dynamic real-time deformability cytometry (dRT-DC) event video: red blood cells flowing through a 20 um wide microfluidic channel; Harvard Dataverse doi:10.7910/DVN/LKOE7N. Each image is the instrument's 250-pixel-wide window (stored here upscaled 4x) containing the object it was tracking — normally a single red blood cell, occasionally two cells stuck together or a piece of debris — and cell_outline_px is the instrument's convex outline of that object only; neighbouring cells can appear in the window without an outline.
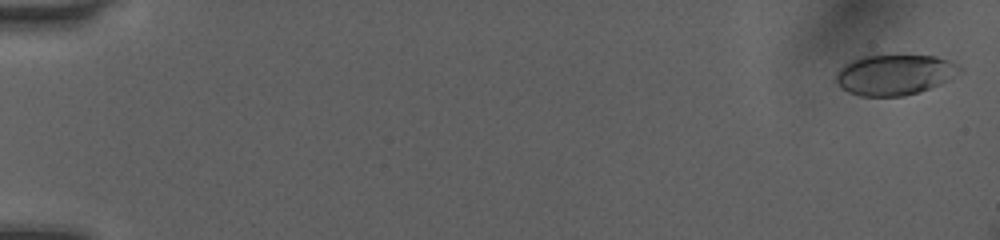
{"species": "human", "species_latin": "Homo sapiens", "temperature_condition": "room temperature", "stored_images_in_passage": 52, "camera_frame_rate_fps": 3000, "um_per_image_px": 0.085, "donor": {"sex": "female"}, "frame": {"image": 1, "passage_image": 2, "time_ms": 0.333, "image_size_px": [1000, 240], "cell_outline_px": [[964, 72], [940, 84], [920, 92], [904, 96], [860, 96], [848, 92], [840, 88], [836, 80], [836, 76], [840, 68], [844, 64], [860, 56], [936, 56], [960, 64], [964, 68]], "centroid_in_image_um": [76.09, 6.36], "position_along_channel_um": 8.9, "area_um2": 29.42}}
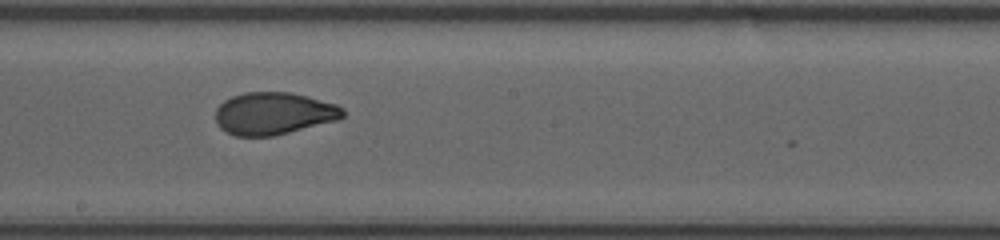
{"frame": {"image": 2, "passage_image": 31, "time_ms": 10.0, "image_size_px": [1000, 240], "cell_outline_px": [[344, 116], [340, 120], [272, 136], [236, 136], [220, 128], [216, 124], [216, 108], [224, 100], [232, 96], [244, 92], [292, 92], [308, 96], [336, 104], [344, 108]], "centroid_in_image_um": [23.28, 9.64], "position_along_channel_um": 224.9, "area_um2": 31.62}}
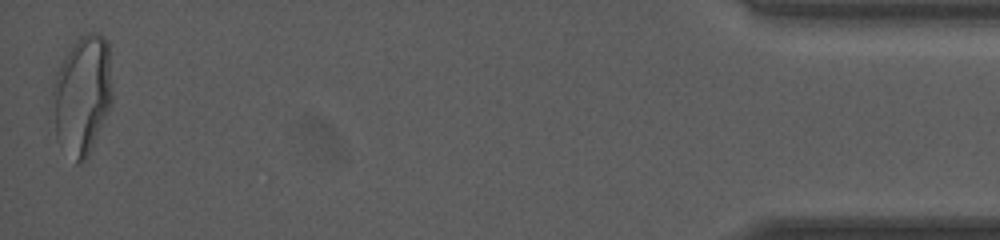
{"frame": {"image": 3, "passage_image": 52, "time_ms": 17.0, "image_size_px": [1000, 240], "cell_outline_px": [[112, 104], [88, 156], [80, 164], [76, 164], [56, 136], [52, 92], [52, 84], [56, 72], [60, 64], [72, 44], [84, 32], [96, 32], [104, 36], [108, 40], [112, 92]], "centroid_in_image_um": [7.01, 8.02], "position_along_channel_um": 428.2, "area_um2": 41.56}, "authors_computed_cell_mechanics": {"area_um2": 31.5588, "velocity_mm_per_s": 4.0689, "shape_relaxation_time_tau1_ms": 7.4162, "shape_relaxation_time_tau2_ms": 0.719, "deformation_change_tau1": 0.2165, "deformation_change_tau2": 0.0498}}